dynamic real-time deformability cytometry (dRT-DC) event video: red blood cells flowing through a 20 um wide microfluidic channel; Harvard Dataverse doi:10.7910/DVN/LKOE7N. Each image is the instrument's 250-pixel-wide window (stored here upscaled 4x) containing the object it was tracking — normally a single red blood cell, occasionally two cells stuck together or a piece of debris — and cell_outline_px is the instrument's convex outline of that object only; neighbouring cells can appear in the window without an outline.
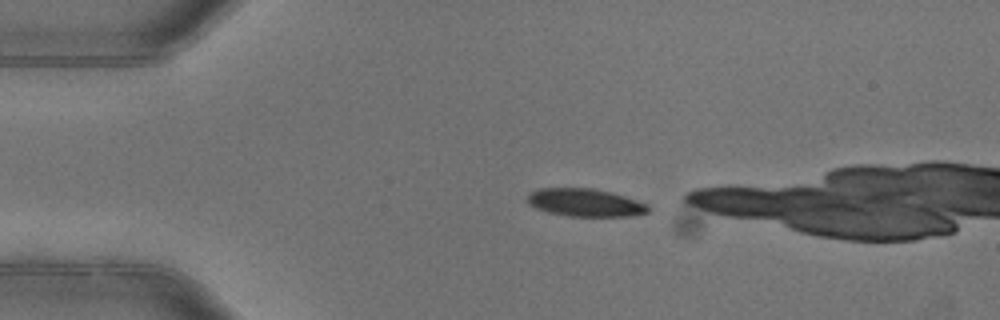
{"species": "common noctule bat (a hibernating species)", "species_latin": "Nyctalus noctula", "temperature_condition": "warm", "stored_images_in_passage": 2, "camera_frame_rate_fps": 3000, "um_per_image_px": 0.085, "animal": {"sex": "female"}, "frame": {"image": 1, "passage_image": 1, "time_ms": 0.0, "image_size_px": [1000, 320], "cell_outline_px": [[648, 212], [628, 216], [568, 216], [548, 212], [536, 208], [528, 204], [528, 192], [540, 188], [592, 188], [624, 196], [648, 204]], "centroid_in_image_um": [49.69, 17.22], "position_along_channel_um": 35.3, "area_um2": 19.42}}